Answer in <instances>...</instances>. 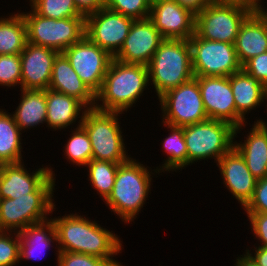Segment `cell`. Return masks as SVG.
I'll list each match as a JSON object with an SVG mask.
<instances>
[{
	"label": "cell",
	"mask_w": 267,
	"mask_h": 266,
	"mask_svg": "<svg viewBox=\"0 0 267 266\" xmlns=\"http://www.w3.org/2000/svg\"><path fill=\"white\" fill-rule=\"evenodd\" d=\"M251 12L252 8L242 3L212 0L195 15V35L234 44L241 24Z\"/></svg>",
	"instance_id": "cell-7"
},
{
	"label": "cell",
	"mask_w": 267,
	"mask_h": 266,
	"mask_svg": "<svg viewBox=\"0 0 267 266\" xmlns=\"http://www.w3.org/2000/svg\"><path fill=\"white\" fill-rule=\"evenodd\" d=\"M216 164L219 167L225 187L244 208L252 199L257 182V179L247 168L245 159L233 147Z\"/></svg>",
	"instance_id": "cell-18"
},
{
	"label": "cell",
	"mask_w": 267,
	"mask_h": 266,
	"mask_svg": "<svg viewBox=\"0 0 267 266\" xmlns=\"http://www.w3.org/2000/svg\"><path fill=\"white\" fill-rule=\"evenodd\" d=\"M262 0H259L256 5L252 8V11L255 13V15L262 21L264 26L267 28V9L263 8L264 5H261L260 3Z\"/></svg>",
	"instance_id": "cell-43"
},
{
	"label": "cell",
	"mask_w": 267,
	"mask_h": 266,
	"mask_svg": "<svg viewBox=\"0 0 267 266\" xmlns=\"http://www.w3.org/2000/svg\"><path fill=\"white\" fill-rule=\"evenodd\" d=\"M31 8L40 16L52 19L85 17L74 0H30Z\"/></svg>",
	"instance_id": "cell-32"
},
{
	"label": "cell",
	"mask_w": 267,
	"mask_h": 266,
	"mask_svg": "<svg viewBox=\"0 0 267 266\" xmlns=\"http://www.w3.org/2000/svg\"><path fill=\"white\" fill-rule=\"evenodd\" d=\"M163 40L150 18L136 19L123 46L113 58L124 63L147 66Z\"/></svg>",
	"instance_id": "cell-15"
},
{
	"label": "cell",
	"mask_w": 267,
	"mask_h": 266,
	"mask_svg": "<svg viewBox=\"0 0 267 266\" xmlns=\"http://www.w3.org/2000/svg\"><path fill=\"white\" fill-rule=\"evenodd\" d=\"M188 165L206 158L216 162L234 147L235 127L228 122L208 119L183 126Z\"/></svg>",
	"instance_id": "cell-8"
},
{
	"label": "cell",
	"mask_w": 267,
	"mask_h": 266,
	"mask_svg": "<svg viewBox=\"0 0 267 266\" xmlns=\"http://www.w3.org/2000/svg\"><path fill=\"white\" fill-rule=\"evenodd\" d=\"M62 54L89 90L96 95L102 86L105 74L113 57L94 44L86 35Z\"/></svg>",
	"instance_id": "cell-12"
},
{
	"label": "cell",
	"mask_w": 267,
	"mask_h": 266,
	"mask_svg": "<svg viewBox=\"0 0 267 266\" xmlns=\"http://www.w3.org/2000/svg\"><path fill=\"white\" fill-rule=\"evenodd\" d=\"M234 47L242 66L251 58L267 52V28L253 11L241 24Z\"/></svg>",
	"instance_id": "cell-22"
},
{
	"label": "cell",
	"mask_w": 267,
	"mask_h": 266,
	"mask_svg": "<svg viewBox=\"0 0 267 266\" xmlns=\"http://www.w3.org/2000/svg\"><path fill=\"white\" fill-rule=\"evenodd\" d=\"M159 1H164V0H148V2L150 3V5L157 3Z\"/></svg>",
	"instance_id": "cell-46"
},
{
	"label": "cell",
	"mask_w": 267,
	"mask_h": 266,
	"mask_svg": "<svg viewBox=\"0 0 267 266\" xmlns=\"http://www.w3.org/2000/svg\"><path fill=\"white\" fill-rule=\"evenodd\" d=\"M20 131L13 115L0 109V165L23 161Z\"/></svg>",
	"instance_id": "cell-27"
},
{
	"label": "cell",
	"mask_w": 267,
	"mask_h": 266,
	"mask_svg": "<svg viewBox=\"0 0 267 266\" xmlns=\"http://www.w3.org/2000/svg\"><path fill=\"white\" fill-rule=\"evenodd\" d=\"M237 258L235 266H258L255 261L245 253L244 256Z\"/></svg>",
	"instance_id": "cell-44"
},
{
	"label": "cell",
	"mask_w": 267,
	"mask_h": 266,
	"mask_svg": "<svg viewBox=\"0 0 267 266\" xmlns=\"http://www.w3.org/2000/svg\"><path fill=\"white\" fill-rule=\"evenodd\" d=\"M204 108L209 119L221 120L235 127V135L245 120L237 113L229 77L196 76ZM239 131V132H238Z\"/></svg>",
	"instance_id": "cell-14"
},
{
	"label": "cell",
	"mask_w": 267,
	"mask_h": 266,
	"mask_svg": "<svg viewBox=\"0 0 267 266\" xmlns=\"http://www.w3.org/2000/svg\"><path fill=\"white\" fill-rule=\"evenodd\" d=\"M163 125L170 128V134L166 137L161 143L162 148H164L165 153H167V160L164 164L156 170V174L165 172V171H175L180 170L183 167L188 166V151L184 140V131L183 127L172 126L169 124L163 123ZM165 170V171H164ZM158 171V172H157Z\"/></svg>",
	"instance_id": "cell-29"
},
{
	"label": "cell",
	"mask_w": 267,
	"mask_h": 266,
	"mask_svg": "<svg viewBox=\"0 0 267 266\" xmlns=\"http://www.w3.org/2000/svg\"><path fill=\"white\" fill-rule=\"evenodd\" d=\"M151 173L133 158L119 164L112 192L104 202L125 223L133 221L143 208L151 190Z\"/></svg>",
	"instance_id": "cell-3"
},
{
	"label": "cell",
	"mask_w": 267,
	"mask_h": 266,
	"mask_svg": "<svg viewBox=\"0 0 267 266\" xmlns=\"http://www.w3.org/2000/svg\"><path fill=\"white\" fill-rule=\"evenodd\" d=\"M22 162L2 164L0 169V199H15L35 192L51 175L53 168L40 167L28 173Z\"/></svg>",
	"instance_id": "cell-19"
},
{
	"label": "cell",
	"mask_w": 267,
	"mask_h": 266,
	"mask_svg": "<svg viewBox=\"0 0 267 266\" xmlns=\"http://www.w3.org/2000/svg\"><path fill=\"white\" fill-rule=\"evenodd\" d=\"M19 251H20L19 233L0 231V266H14L16 265V263H19L20 261Z\"/></svg>",
	"instance_id": "cell-35"
},
{
	"label": "cell",
	"mask_w": 267,
	"mask_h": 266,
	"mask_svg": "<svg viewBox=\"0 0 267 266\" xmlns=\"http://www.w3.org/2000/svg\"><path fill=\"white\" fill-rule=\"evenodd\" d=\"M55 226L56 252H78L108 260L113 266H123L113 259L122 251V241L116 234L83 215L68 214L52 219Z\"/></svg>",
	"instance_id": "cell-1"
},
{
	"label": "cell",
	"mask_w": 267,
	"mask_h": 266,
	"mask_svg": "<svg viewBox=\"0 0 267 266\" xmlns=\"http://www.w3.org/2000/svg\"><path fill=\"white\" fill-rule=\"evenodd\" d=\"M0 18V55L20 54L27 43V28L22 13Z\"/></svg>",
	"instance_id": "cell-28"
},
{
	"label": "cell",
	"mask_w": 267,
	"mask_h": 266,
	"mask_svg": "<svg viewBox=\"0 0 267 266\" xmlns=\"http://www.w3.org/2000/svg\"><path fill=\"white\" fill-rule=\"evenodd\" d=\"M148 84L146 65L124 63L113 58L101 89L95 95L94 107L103 111L127 112L128 108L137 102ZM99 101H102V104L99 105Z\"/></svg>",
	"instance_id": "cell-2"
},
{
	"label": "cell",
	"mask_w": 267,
	"mask_h": 266,
	"mask_svg": "<svg viewBox=\"0 0 267 266\" xmlns=\"http://www.w3.org/2000/svg\"><path fill=\"white\" fill-rule=\"evenodd\" d=\"M104 7L134 20L149 18L151 9L148 0H104Z\"/></svg>",
	"instance_id": "cell-33"
},
{
	"label": "cell",
	"mask_w": 267,
	"mask_h": 266,
	"mask_svg": "<svg viewBox=\"0 0 267 266\" xmlns=\"http://www.w3.org/2000/svg\"><path fill=\"white\" fill-rule=\"evenodd\" d=\"M242 69L255 77L267 88V52L259 54L248 60Z\"/></svg>",
	"instance_id": "cell-38"
},
{
	"label": "cell",
	"mask_w": 267,
	"mask_h": 266,
	"mask_svg": "<svg viewBox=\"0 0 267 266\" xmlns=\"http://www.w3.org/2000/svg\"><path fill=\"white\" fill-rule=\"evenodd\" d=\"M74 3L84 16L104 7V0H74Z\"/></svg>",
	"instance_id": "cell-40"
},
{
	"label": "cell",
	"mask_w": 267,
	"mask_h": 266,
	"mask_svg": "<svg viewBox=\"0 0 267 266\" xmlns=\"http://www.w3.org/2000/svg\"><path fill=\"white\" fill-rule=\"evenodd\" d=\"M0 85L21 87L20 54L0 55Z\"/></svg>",
	"instance_id": "cell-34"
},
{
	"label": "cell",
	"mask_w": 267,
	"mask_h": 266,
	"mask_svg": "<svg viewBox=\"0 0 267 266\" xmlns=\"http://www.w3.org/2000/svg\"><path fill=\"white\" fill-rule=\"evenodd\" d=\"M58 51L49 47L26 43L20 53L21 89L46 90L51 81L54 59Z\"/></svg>",
	"instance_id": "cell-17"
},
{
	"label": "cell",
	"mask_w": 267,
	"mask_h": 266,
	"mask_svg": "<svg viewBox=\"0 0 267 266\" xmlns=\"http://www.w3.org/2000/svg\"><path fill=\"white\" fill-rule=\"evenodd\" d=\"M253 250H255L254 256L252 255L251 250H246V253L258 266H267V247L256 246Z\"/></svg>",
	"instance_id": "cell-42"
},
{
	"label": "cell",
	"mask_w": 267,
	"mask_h": 266,
	"mask_svg": "<svg viewBox=\"0 0 267 266\" xmlns=\"http://www.w3.org/2000/svg\"><path fill=\"white\" fill-rule=\"evenodd\" d=\"M20 260H39V255L50 248L51 243L57 242L55 226L52 218L32 224L19 232ZM47 248V249H46Z\"/></svg>",
	"instance_id": "cell-25"
},
{
	"label": "cell",
	"mask_w": 267,
	"mask_h": 266,
	"mask_svg": "<svg viewBox=\"0 0 267 266\" xmlns=\"http://www.w3.org/2000/svg\"><path fill=\"white\" fill-rule=\"evenodd\" d=\"M237 113L244 119L251 110L267 101V88L243 69L229 76Z\"/></svg>",
	"instance_id": "cell-24"
},
{
	"label": "cell",
	"mask_w": 267,
	"mask_h": 266,
	"mask_svg": "<svg viewBox=\"0 0 267 266\" xmlns=\"http://www.w3.org/2000/svg\"><path fill=\"white\" fill-rule=\"evenodd\" d=\"M58 266H113L104 258L78 252H57Z\"/></svg>",
	"instance_id": "cell-36"
},
{
	"label": "cell",
	"mask_w": 267,
	"mask_h": 266,
	"mask_svg": "<svg viewBox=\"0 0 267 266\" xmlns=\"http://www.w3.org/2000/svg\"><path fill=\"white\" fill-rule=\"evenodd\" d=\"M243 209L246 213L267 214V177L257 180L254 195Z\"/></svg>",
	"instance_id": "cell-37"
},
{
	"label": "cell",
	"mask_w": 267,
	"mask_h": 266,
	"mask_svg": "<svg viewBox=\"0 0 267 266\" xmlns=\"http://www.w3.org/2000/svg\"><path fill=\"white\" fill-rule=\"evenodd\" d=\"M118 112L87 108L81 125L89 135L92 159L124 163L131 157L126 152Z\"/></svg>",
	"instance_id": "cell-6"
},
{
	"label": "cell",
	"mask_w": 267,
	"mask_h": 266,
	"mask_svg": "<svg viewBox=\"0 0 267 266\" xmlns=\"http://www.w3.org/2000/svg\"><path fill=\"white\" fill-rule=\"evenodd\" d=\"M148 67L149 83L158 98L194 77L189 40L164 39L153 54Z\"/></svg>",
	"instance_id": "cell-4"
},
{
	"label": "cell",
	"mask_w": 267,
	"mask_h": 266,
	"mask_svg": "<svg viewBox=\"0 0 267 266\" xmlns=\"http://www.w3.org/2000/svg\"><path fill=\"white\" fill-rule=\"evenodd\" d=\"M26 28L27 42L49 47L62 53L85 36V17L52 19L38 15L32 8L22 13Z\"/></svg>",
	"instance_id": "cell-9"
},
{
	"label": "cell",
	"mask_w": 267,
	"mask_h": 266,
	"mask_svg": "<svg viewBox=\"0 0 267 266\" xmlns=\"http://www.w3.org/2000/svg\"><path fill=\"white\" fill-rule=\"evenodd\" d=\"M134 19L105 7L85 16V35L114 57L123 46Z\"/></svg>",
	"instance_id": "cell-13"
},
{
	"label": "cell",
	"mask_w": 267,
	"mask_h": 266,
	"mask_svg": "<svg viewBox=\"0 0 267 266\" xmlns=\"http://www.w3.org/2000/svg\"><path fill=\"white\" fill-rule=\"evenodd\" d=\"M195 15L203 10L212 0H174Z\"/></svg>",
	"instance_id": "cell-41"
},
{
	"label": "cell",
	"mask_w": 267,
	"mask_h": 266,
	"mask_svg": "<svg viewBox=\"0 0 267 266\" xmlns=\"http://www.w3.org/2000/svg\"><path fill=\"white\" fill-rule=\"evenodd\" d=\"M250 221L251 230L257 240L260 241L259 246L267 247V214L265 213H246Z\"/></svg>",
	"instance_id": "cell-39"
},
{
	"label": "cell",
	"mask_w": 267,
	"mask_h": 266,
	"mask_svg": "<svg viewBox=\"0 0 267 266\" xmlns=\"http://www.w3.org/2000/svg\"><path fill=\"white\" fill-rule=\"evenodd\" d=\"M249 134L240 143L234 141V147L243 156L247 168L257 179L267 177V123L261 120L254 121Z\"/></svg>",
	"instance_id": "cell-20"
},
{
	"label": "cell",
	"mask_w": 267,
	"mask_h": 266,
	"mask_svg": "<svg viewBox=\"0 0 267 266\" xmlns=\"http://www.w3.org/2000/svg\"><path fill=\"white\" fill-rule=\"evenodd\" d=\"M119 164L121 163L91 159L85 165L88 168L91 186L99 192L103 200H106L112 192Z\"/></svg>",
	"instance_id": "cell-30"
},
{
	"label": "cell",
	"mask_w": 267,
	"mask_h": 266,
	"mask_svg": "<svg viewBox=\"0 0 267 266\" xmlns=\"http://www.w3.org/2000/svg\"><path fill=\"white\" fill-rule=\"evenodd\" d=\"M49 89L73 96L87 108L95 106V95L83 83L62 53L54 59Z\"/></svg>",
	"instance_id": "cell-21"
},
{
	"label": "cell",
	"mask_w": 267,
	"mask_h": 266,
	"mask_svg": "<svg viewBox=\"0 0 267 266\" xmlns=\"http://www.w3.org/2000/svg\"><path fill=\"white\" fill-rule=\"evenodd\" d=\"M21 94L20 103L12 114L21 132L46 123V90L21 89Z\"/></svg>",
	"instance_id": "cell-26"
},
{
	"label": "cell",
	"mask_w": 267,
	"mask_h": 266,
	"mask_svg": "<svg viewBox=\"0 0 267 266\" xmlns=\"http://www.w3.org/2000/svg\"><path fill=\"white\" fill-rule=\"evenodd\" d=\"M46 123L50 129H65L75 124L77 118L83 119L87 107L73 96L46 89ZM82 111V112H81ZM80 112L82 115H80Z\"/></svg>",
	"instance_id": "cell-23"
},
{
	"label": "cell",
	"mask_w": 267,
	"mask_h": 266,
	"mask_svg": "<svg viewBox=\"0 0 267 266\" xmlns=\"http://www.w3.org/2000/svg\"><path fill=\"white\" fill-rule=\"evenodd\" d=\"M72 131L71 138L67 141L63 150L65 157L77 166H85L92 159V145L85 128L81 125L82 119Z\"/></svg>",
	"instance_id": "cell-31"
},
{
	"label": "cell",
	"mask_w": 267,
	"mask_h": 266,
	"mask_svg": "<svg viewBox=\"0 0 267 266\" xmlns=\"http://www.w3.org/2000/svg\"><path fill=\"white\" fill-rule=\"evenodd\" d=\"M52 175L33 193L15 199H0V231L20 232L29 225L47 220L55 208Z\"/></svg>",
	"instance_id": "cell-5"
},
{
	"label": "cell",
	"mask_w": 267,
	"mask_h": 266,
	"mask_svg": "<svg viewBox=\"0 0 267 266\" xmlns=\"http://www.w3.org/2000/svg\"><path fill=\"white\" fill-rule=\"evenodd\" d=\"M162 122L183 127L208 120L198 80H191L161 95Z\"/></svg>",
	"instance_id": "cell-10"
},
{
	"label": "cell",
	"mask_w": 267,
	"mask_h": 266,
	"mask_svg": "<svg viewBox=\"0 0 267 266\" xmlns=\"http://www.w3.org/2000/svg\"><path fill=\"white\" fill-rule=\"evenodd\" d=\"M149 18L164 39L189 40L195 34V14L174 0L152 4Z\"/></svg>",
	"instance_id": "cell-16"
},
{
	"label": "cell",
	"mask_w": 267,
	"mask_h": 266,
	"mask_svg": "<svg viewBox=\"0 0 267 266\" xmlns=\"http://www.w3.org/2000/svg\"><path fill=\"white\" fill-rule=\"evenodd\" d=\"M196 76L229 77L242 69L234 44L209 41L195 34L189 39Z\"/></svg>",
	"instance_id": "cell-11"
},
{
	"label": "cell",
	"mask_w": 267,
	"mask_h": 266,
	"mask_svg": "<svg viewBox=\"0 0 267 266\" xmlns=\"http://www.w3.org/2000/svg\"><path fill=\"white\" fill-rule=\"evenodd\" d=\"M216 1L237 2V3L248 5L249 7L253 8L259 0H216Z\"/></svg>",
	"instance_id": "cell-45"
}]
</instances>
